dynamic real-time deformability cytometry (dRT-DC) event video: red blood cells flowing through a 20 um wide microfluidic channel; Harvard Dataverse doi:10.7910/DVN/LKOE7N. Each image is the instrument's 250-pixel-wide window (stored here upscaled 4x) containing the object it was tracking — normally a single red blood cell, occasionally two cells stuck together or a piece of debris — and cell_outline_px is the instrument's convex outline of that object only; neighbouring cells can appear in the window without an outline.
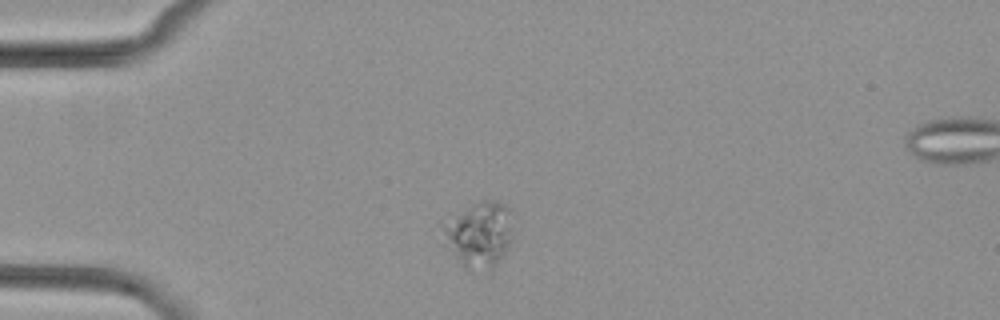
{"species": "common noctule bat (a hibernating species)", "species_latin": "Nyctalus noctula", "temperature_condition": "cold", "stored_images_in_passage": 2, "camera_frame_rate_fps": 3000, "um_per_image_px": 0.085, "animal": {"sex": "female", "body_mass_g": 29.2, "forearm_length_mm": 56.3}, "frame": {"image": 1, "passage_image": 1, "time_ms": 0.0, "image_size_px": [1000, 320], "cell_outline_px": [[512, 240], [508, 248], [488, 276], [468, 272], [440, 244], [440, 224], [472, 204], [484, 200], [496, 200], [504, 204], [508, 212], [512, 228]], "centroid_in_image_um": [40.63, 20.06], "position_along_channel_um": 44.4, "area_um2": 28.32}}